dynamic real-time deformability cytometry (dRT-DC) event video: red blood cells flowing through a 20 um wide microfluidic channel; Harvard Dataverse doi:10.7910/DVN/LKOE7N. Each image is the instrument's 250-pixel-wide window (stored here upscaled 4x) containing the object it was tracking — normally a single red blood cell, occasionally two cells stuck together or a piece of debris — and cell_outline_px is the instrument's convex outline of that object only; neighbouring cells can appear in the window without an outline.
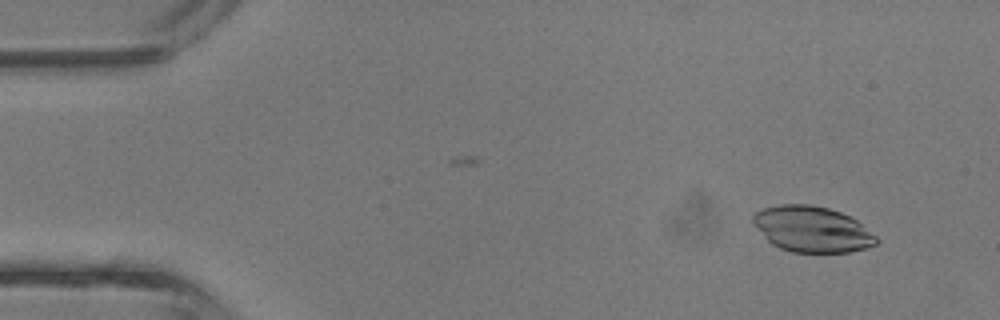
{"species": "common noctule bat (a hibernating species)", "species_latin": "Nyctalus noctula", "temperature_condition": "room temperature", "stored_images_in_passage": 37, "camera_frame_rate_fps": 3000, "um_per_image_px": 0.085, "animal": {"sex": "male", "body_mass_g": 13.3}, "frame": {"image": 1, "passage_image": 3, "time_ms": 0.667, "image_size_px": [1000, 320], "cell_outline_px": [[880, 240], [876, 244], [868, 248], [848, 252], [792, 252], [780, 248], [772, 244], [764, 236], [752, 220], [752, 216], [756, 212], [764, 208], [780, 204], [808, 204], [828, 208], [840, 212], [856, 220], [876, 236]], "centroid_in_image_um": [69.04, 19.48], "position_along_channel_um": 16.0, "area_um2": 32.66}}
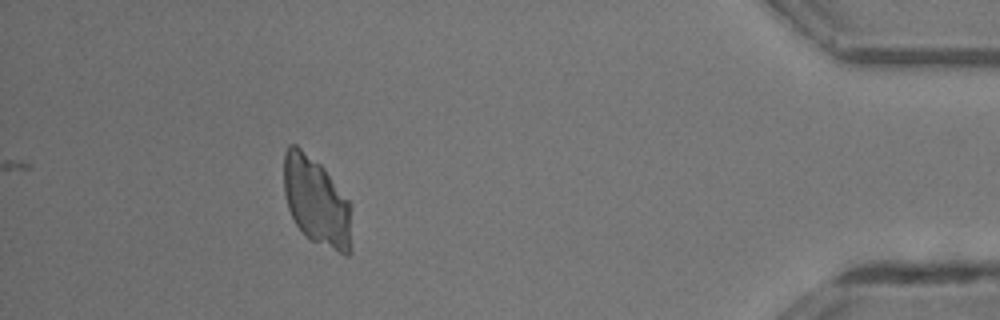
{"frame": {"image": 2, "passage_image": 37, "time_ms": 12.0, "image_size_px": [1000, 320], "cell_outline_px": [[352, 252], [348, 256], [344, 256], [312, 240], [296, 224], [288, 208], [284, 192], [284, 152], [288, 144], [296, 144], [320, 164], [324, 168], [348, 200], [352, 248]], "centroid_in_image_um": [26.89, 17.13], "position_along_channel_um": 408.3, "area_um2": 34.68}}